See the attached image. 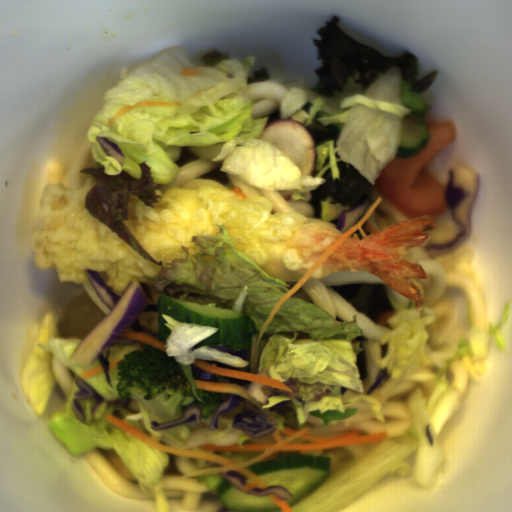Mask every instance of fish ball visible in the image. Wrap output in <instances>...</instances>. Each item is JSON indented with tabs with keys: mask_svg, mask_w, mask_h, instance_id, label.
Wrapping results in <instances>:
<instances>
[{
	"mask_svg": "<svg viewBox=\"0 0 512 512\" xmlns=\"http://www.w3.org/2000/svg\"><path fill=\"white\" fill-rule=\"evenodd\" d=\"M63 308L66 314L58 326L60 337L82 339L108 316L89 299L86 293H78Z\"/></svg>",
	"mask_w": 512,
	"mask_h": 512,
	"instance_id": "obj_1",
	"label": "fish ball"
}]
</instances>
